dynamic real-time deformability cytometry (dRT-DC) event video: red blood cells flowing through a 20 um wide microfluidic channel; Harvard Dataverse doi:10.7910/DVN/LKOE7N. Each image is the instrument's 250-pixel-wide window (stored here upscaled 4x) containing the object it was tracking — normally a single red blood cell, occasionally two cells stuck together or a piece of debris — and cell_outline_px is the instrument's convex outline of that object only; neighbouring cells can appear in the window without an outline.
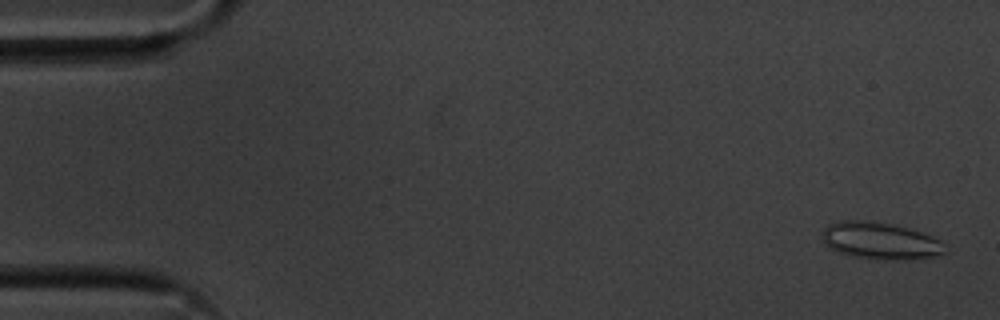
{"species": "common noctule bat (a hibernating species)", "species_latin": "Nyctalus noctula", "temperature_condition": "cold", "stored_images_in_passage": 55, "camera_frame_rate_fps": 3000, "um_per_image_px": 0.085, "animal": {"sex": "male", "body_mass_g": 20.1, "forearm_length_mm": 53.5}, "frame": {"image": 1, "passage_image": 2, "time_ms": 0.333, "image_size_px": [1000, 320], "cell_outline_px": [[948, 252], [936, 256], [916, 260], [868, 260], [852, 256], [828, 248], [820, 236], [824, 228], [828, 224], [840, 220], [864, 220], [892, 224], [920, 232], [932, 236], [940, 240]], "centroid_in_image_um": [74.81, 20.49], "position_along_channel_um": 10.2, "area_um2": 27.05}}
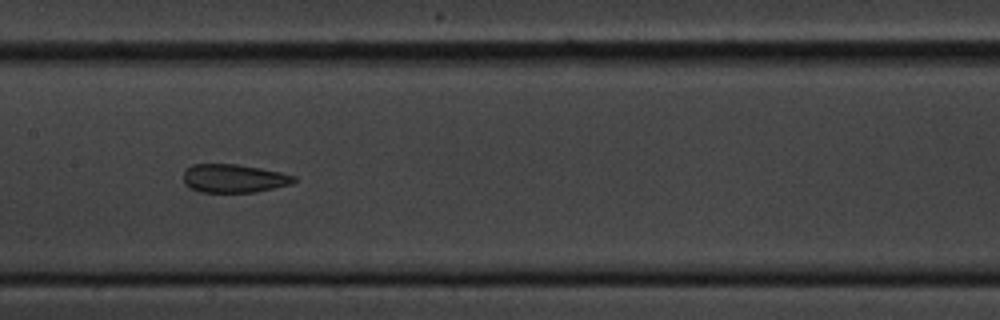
{"frame": {"image": 2, "passage_image": 27, "time_ms": 8.667, "image_size_px": [1000, 320], "cell_outline_px": [[296, 180], [292, 184], [256, 192], [200, 192], [188, 188], [184, 184], [184, 172], [192, 164], [236, 164], [260, 168], [280, 172], [296, 176]], "centroid_in_image_um": [19.87, 15.17], "position_along_channel_um": 187.5, "area_um2": 18.38}}
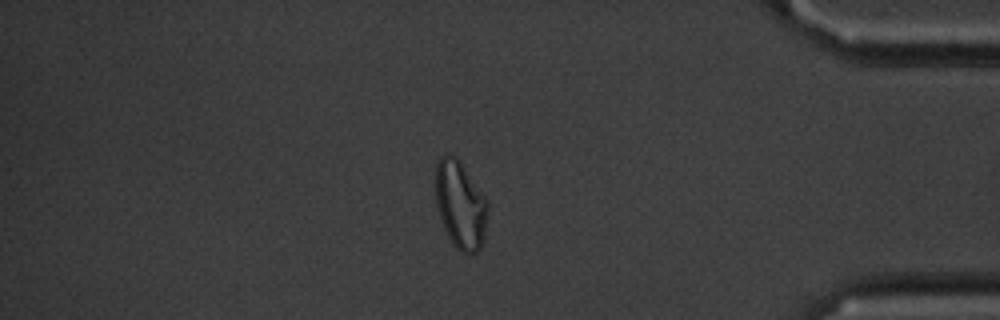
{"frame": {"image": 3, "passage_image": 47, "time_ms": 15.333, "image_size_px": [1000, 320], "cell_outline_px": [[488, 208], [484, 240], [480, 248], [476, 252], [468, 256], [460, 252], [452, 244], [444, 228], [436, 204], [436, 164], [440, 156], [444, 152], [456, 156], [460, 160], [488, 200]], "centroid_in_image_um": [39.15, 17.41], "position_along_channel_um": 396.1, "area_um2": 27.17}, "authors_computed_cell_mechanics": {"area_um2": 22.3108, "velocity_mm_per_s": 3.6061, "shape_relaxation_time_tau1_ms": null, "shape_relaxation_time_tau2_ms": 1.1056, "deformation_change_tau1": null, "deformation_change_tau2": 0.0684}}